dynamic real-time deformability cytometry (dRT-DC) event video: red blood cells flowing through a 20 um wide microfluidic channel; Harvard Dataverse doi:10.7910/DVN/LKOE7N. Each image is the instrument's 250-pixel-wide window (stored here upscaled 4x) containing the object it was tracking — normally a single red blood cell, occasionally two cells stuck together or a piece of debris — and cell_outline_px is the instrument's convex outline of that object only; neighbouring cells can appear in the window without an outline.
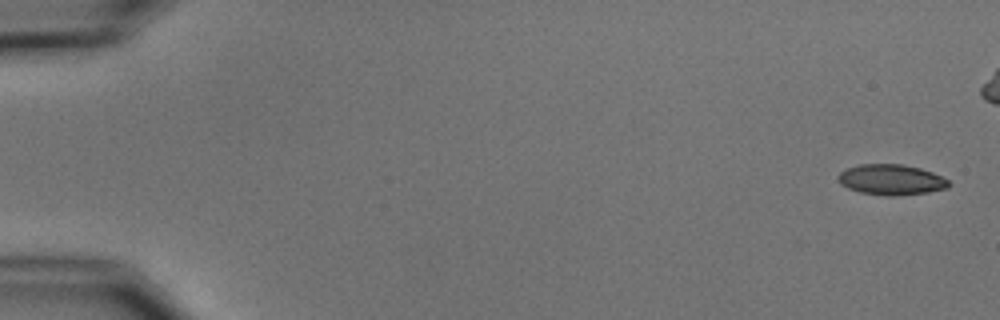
{"species": "common noctule bat (a hibernating species)", "species_latin": "Nyctalus noctula", "temperature_condition": "cold", "stored_images_in_passage": 4, "camera_frame_rate_fps": 3000, "um_per_image_px": 0.085, "animal": {"sex": "male", "body_mass_g": 15.6}, "frame": {"image": 1, "passage_image": 1, "time_ms": 0.0, "image_size_px": [1000, 320], "cell_outline_px": [[952, 184], [948, 188], [928, 192], [896, 196], [888, 196], [860, 192], [848, 188], [840, 184], [836, 176], [840, 172], [848, 168], [860, 164], [904, 164], [920, 168], [932, 172], [948, 180]], "centroid_in_image_um": [75.75, 15.27], "position_along_channel_um": 9.2, "area_um2": 19.77}}